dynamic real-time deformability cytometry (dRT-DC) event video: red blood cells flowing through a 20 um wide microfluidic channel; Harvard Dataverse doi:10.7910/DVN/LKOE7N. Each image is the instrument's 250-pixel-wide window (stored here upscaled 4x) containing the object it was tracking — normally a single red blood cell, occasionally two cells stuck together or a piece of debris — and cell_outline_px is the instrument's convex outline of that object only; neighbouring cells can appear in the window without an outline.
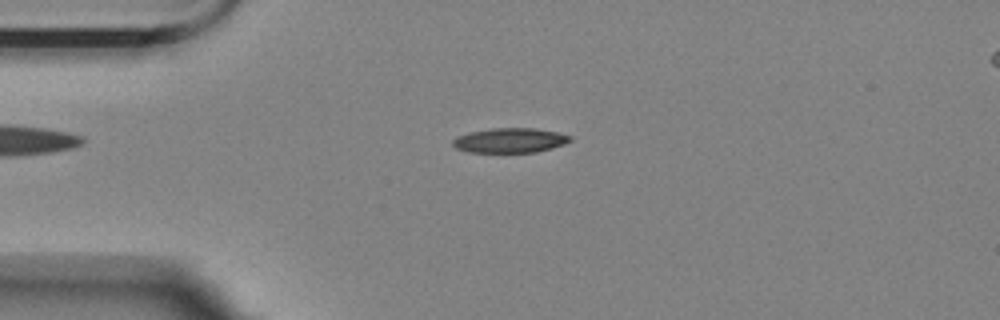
{"species": "Egyptian fruit bat (a non-hibernating species)", "species_latin": "Rousettus aegyptiacus", "temperature_condition": "room temperature", "stored_images_in_passage": 2, "segment_of_instrument_passage": [1, 2], "camera_frame_rate_fps": 3000, "um_per_image_px": 0.085, "animal": {"sex": "female"}, "frame": {"image": 1, "passage_image": 1, "time_ms": 0.0, "image_size_px": [1000, 320], "cell_outline_px": [[572, 140], [564, 144], [552, 148], [536, 152], [468, 152], [456, 148], [452, 144], [452, 140], [456, 136], [468, 132], [492, 128], [536, 128], [556, 132], [572, 136]], "centroid_in_image_um": [43.33, 11.93], "position_along_channel_um": 41.7, "area_um2": 16.99}}